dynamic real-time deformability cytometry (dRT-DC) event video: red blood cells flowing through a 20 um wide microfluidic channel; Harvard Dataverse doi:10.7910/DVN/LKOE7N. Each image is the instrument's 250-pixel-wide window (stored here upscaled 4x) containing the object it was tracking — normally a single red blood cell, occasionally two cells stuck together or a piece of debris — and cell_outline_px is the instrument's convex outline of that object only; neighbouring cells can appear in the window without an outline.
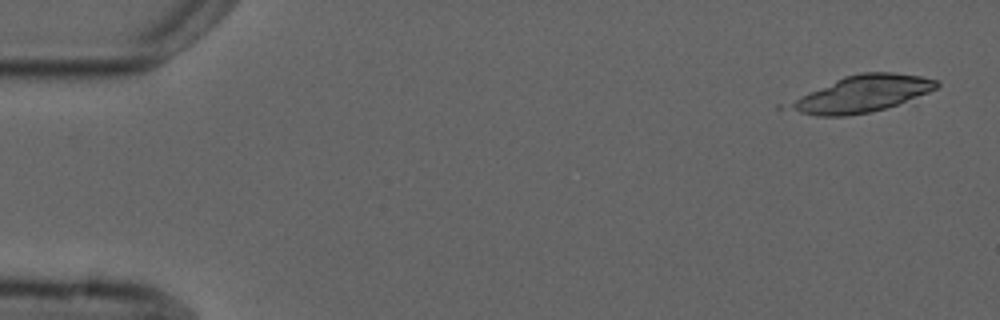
{"species": "common noctule bat (a hibernating species)", "species_latin": "Nyctalus noctula", "temperature_condition": "cold", "stored_images_in_passage": 5, "camera_frame_rate_fps": 3000, "um_per_image_px": 0.085, "animal": {"sex": "male", "forearm_length_mm": 52.5}, "frame": {"image": 1, "passage_image": 1, "time_ms": 0.0, "image_size_px": [1000, 320], "cell_outline_px": [[940, 84], [936, 88], [928, 92], [896, 104], [872, 112], [848, 116], [816, 116], [800, 112], [792, 108], [788, 104], [800, 96], [844, 76], [860, 72], [892, 72], [920, 76], [940, 80]], "centroid_in_image_um": [73.33, 7.96], "position_along_channel_um": 11.7, "area_um2": 30.81}}